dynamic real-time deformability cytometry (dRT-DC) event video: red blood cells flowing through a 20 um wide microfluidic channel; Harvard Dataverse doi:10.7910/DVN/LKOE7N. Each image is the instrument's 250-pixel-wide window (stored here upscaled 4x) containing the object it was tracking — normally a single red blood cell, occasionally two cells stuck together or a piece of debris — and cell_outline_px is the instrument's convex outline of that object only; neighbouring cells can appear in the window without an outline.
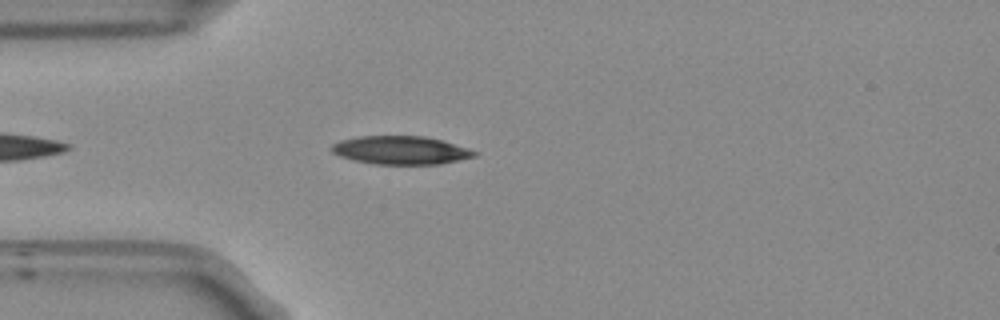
{"species": "Egyptian fruit bat (a non-hibernating species)", "species_latin": "Rousettus aegyptiacus", "temperature_condition": "room temperature", "stored_images_in_passage": 14, "camera_frame_rate_fps": 3000, "um_per_image_px": 0.085, "frame": {"image": 1, "passage_image": 3, "time_ms": 0.667, "image_size_px": [1000, 320], "cell_outline_px": [[480, 152], [476, 156], [440, 164], [376, 164], [356, 160], [340, 156], [332, 152], [332, 144], [340, 140], [360, 136], [424, 136], [440, 140], [468, 148]], "centroid_in_image_um": [34.09, 12.76], "position_along_channel_um": 50.9, "area_um2": 23.35}}